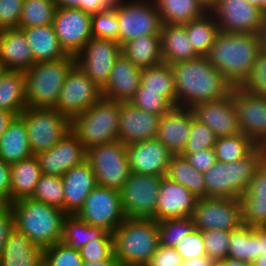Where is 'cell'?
I'll list each match as a JSON object with an SVG mask.
<instances>
[{"instance_id": "43", "label": "cell", "mask_w": 266, "mask_h": 266, "mask_svg": "<svg viewBox=\"0 0 266 266\" xmlns=\"http://www.w3.org/2000/svg\"><path fill=\"white\" fill-rule=\"evenodd\" d=\"M159 245L174 248L194 228L192 217L165 219L157 222Z\"/></svg>"}, {"instance_id": "45", "label": "cell", "mask_w": 266, "mask_h": 266, "mask_svg": "<svg viewBox=\"0 0 266 266\" xmlns=\"http://www.w3.org/2000/svg\"><path fill=\"white\" fill-rule=\"evenodd\" d=\"M83 263L79 250L70 248L62 241L44 248V266H82Z\"/></svg>"}, {"instance_id": "38", "label": "cell", "mask_w": 266, "mask_h": 266, "mask_svg": "<svg viewBox=\"0 0 266 266\" xmlns=\"http://www.w3.org/2000/svg\"><path fill=\"white\" fill-rule=\"evenodd\" d=\"M165 176L184 186L196 197H205L204 173L196 170L185 156L181 154L173 155Z\"/></svg>"}, {"instance_id": "41", "label": "cell", "mask_w": 266, "mask_h": 266, "mask_svg": "<svg viewBox=\"0 0 266 266\" xmlns=\"http://www.w3.org/2000/svg\"><path fill=\"white\" fill-rule=\"evenodd\" d=\"M257 145L243 133L220 137L213 147L216 160L221 163H231L248 156Z\"/></svg>"}, {"instance_id": "7", "label": "cell", "mask_w": 266, "mask_h": 266, "mask_svg": "<svg viewBox=\"0 0 266 266\" xmlns=\"http://www.w3.org/2000/svg\"><path fill=\"white\" fill-rule=\"evenodd\" d=\"M120 102L101 97L85 112L71 119V131L84 148L118 140Z\"/></svg>"}, {"instance_id": "27", "label": "cell", "mask_w": 266, "mask_h": 266, "mask_svg": "<svg viewBox=\"0 0 266 266\" xmlns=\"http://www.w3.org/2000/svg\"><path fill=\"white\" fill-rule=\"evenodd\" d=\"M0 266H44V249L14 227L2 250Z\"/></svg>"}, {"instance_id": "55", "label": "cell", "mask_w": 266, "mask_h": 266, "mask_svg": "<svg viewBox=\"0 0 266 266\" xmlns=\"http://www.w3.org/2000/svg\"><path fill=\"white\" fill-rule=\"evenodd\" d=\"M198 171L205 173L217 162L213 148L202 149L195 153L181 154Z\"/></svg>"}, {"instance_id": "58", "label": "cell", "mask_w": 266, "mask_h": 266, "mask_svg": "<svg viewBox=\"0 0 266 266\" xmlns=\"http://www.w3.org/2000/svg\"><path fill=\"white\" fill-rule=\"evenodd\" d=\"M14 228V216L10 204H0V257L10 231Z\"/></svg>"}, {"instance_id": "10", "label": "cell", "mask_w": 266, "mask_h": 266, "mask_svg": "<svg viewBox=\"0 0 266 266\" xmlns=\"http://www.w3.org/2000/svg\"><path fill=\"white\" fill-rule=\"evenodd\" d=\"M115 11L120 46L142 35H161L163 23L154 0H126Z\"/></svg>"}, {"instance_id": "59", "label": "cell", "mask_w": 266, "mask_h": 266, "mask_svg": "<svg viewBox=\"0 0 266 266\" xmlns=\"http://www.w3.org/2000/svg\"><path fill=\"white\" fill-rule=\"evenodd\" d=\"M11 164L0 159V204H10Z\"/></svg>"}, {"instance_id": "47", "label": "cell", "mask_w": 266, "mask_h": 266, "mask_svg": "<svg viewBox=\"0 0 266 266\" xmlns=\"http://www.w3.org/2000/svg\"><path fill=\"white\" fill-rule=\"evenodd\" d=\"M135 107L163 116L174 108L162 95L161 92L144 91V86L140 83L135 96L129 101Z\"/></svg>"}, {"instance_id": "40", "label": "cell", "mask_w": 266, "mask_h": 266, "mask_svg": "<svg viewBox=\"0 0 266 266\" xmlns=\"http://www.w3.org/2000/svg\"><path fill=\"white\" fill-rule=\"evenodd\" d=\"M162 23L185 24L207 12L198 0H154Z\"/></svg>"}, {"instance_id": "34", "label": "cell", "mask_w": 266, "mask_h": 266, "mask_svg": "<svg viewBox=\"0 0 266 266\" xmlns=\"http://www.w3.org/2000/svg\"><path fill=\"white\" fill-rule=\"evenodd\" d=\"M27 107L24 71L6 70L0 78V109L17 116Z\"/></svg>"}, {"instance_id": "62", "label": "cell", "mask_w": 266, "mask_h": 266, "mask_svg": "<svg viewBox=\"0 0 266 266\" xmlns=\"http://www.w3.org/2000/svg\"><path fill=\"white\" fill-rule=\"evenodd\" d=\"M80 9L89 14L100 11V0H80Z\"/></svg>"}, {"instance_id": "39", "label": "cell", "mask_w": 266, "mask_h": 266, "mask_svg": "<svg viewBox=\"0 0 266 266\" xmlns=\"http://www.w3.org/2000/svg\"><path fill=\"white\" fill-rule=\"evenodd\" d=\"M140 83L144 86V91L161 92V95L176 107L174 73L169 64L163 62L157 66L142 69Z\"/></svg>"}, {"instance_id": "51", "label": "cell", "mask_w": 266, "mask_h": 266, "mask_svg": "<svg viewBox=\"0 0 266 266\" xmlns=\"http://www.w3.org/2000/svg\"><path fill=\"white\" fill-rule=\"evenodd\" d=\"M241 87L250 94L266 97V51L261 50L249 77Z\"/></svg>"}, {"instance_id": "6", "label": "cell", "mask_w": 266, "mask_h": 266, "mask_svg": "<svg viewBox=\"0 0 266 266\" xmlns=\"http://www.w3.org/2000/svg\"><path fill=\"white\" fill-rule=\"evenodd\" d=\"M75 64V56L68 54L56 61L34 63L24 71L27 107L55 108L64 80Z\"/></svg>"}, {"instance_id": "3", "label": "cell", "mask_w": 266, "mask_h": 266, "mask_svg": "<svg viewBox=\"0 0 266 266\" xmlns=\"http://www.w3.org/2000/svg\"><path fill=\"white\" fill-rule=\"evenodd\" d=\"M10 205L14 227L34 244L44 249L62 240L66 216L62 209L31 198H22Z\"/></svg>"}, {"instance_id": "16", "label": "cell", "mask_w": 266, "mask_h": 266, "mask_svg": "<svg viewBox=\"0 0 266 266\" xmlns=\"http://www.w3.org/2000/svg\"><path fill=\"white\" fill-rule=\"evenodd\" d=\"M210 12L224 33L258 34L264 21L261 11L248 0H218Z\"/></svg>"}, {"instance_id": "42", "label": "cell", "mask_w": 266, "mask_h": 266, "mask_svg": "<svg viewBox=\"0 0 266 266\" xmlns=\"http://www.w3.org/2000/svg\"><path fill=\"white\" fill-rule=\"evenodd\" d=\"M55 0H24L19 29L53 24Z\"/></svg>"}, {"instance_id": "64", "label": "cell", "mask_w": 266, "mask_h": 266, "mask_svg": "<svg viewBox=\"0 0 266 266\" xmlns=\"http://www.w3.org/2000/svg\"><path fill=\"white\" fill-rule=\"evenodd\" d=\"M125 0H100V11L116 10Z\"/></svg>"}, {"instance_id": "35", "label": "cell", "mask_w": 266, "mask_h": 266, "mask_svg": "<svg viewBox=\"0 0 266 266\" xmlns=\"http://www.w3.org/2000/svg\"><path fill=\"white\" fill-rule=\"evenodd\" d=\"M227 257L252 264L259 253V226L250 227L242 224L230 232Z\"/></svg>"}, {"instance_id": "63", "label": "cell", "mask_w": 266, "mask_h": 266, "mask_svg": "<svg viewBox=\"0 0 266 266\" xmlns=\"http://www.w3.org/2000/svg\"><path fill=\"white\" fill-rule=\"evenodd\" d=\"M82 266H120L119 261L116 259L113 254L109 259L98 262H85Z\"/></svg>"}, {"instance_id": "72", "label": "cell", "mask_w": 266, "mask_h": 266, "mask_svg": "<svg viewBox=\"0 0 266 266\" xmlns=\"http://www.w3.org/2000/svg\"><path fill=\"white\" fill-rule=\"evenodd\" d=\"M261 13L266 17V0H261Z\"/></svg>"}, {"instance_id": "20", "label": "cell", "mask_w": 266, "mask_h": 266, "mask_svg": "<svg viewBox=\"0 0 266 266\" xmlns=\"http://www.w3.org/2000/svg\"><path fill=\"white\" fill-rule=\"evenodd\" d=\"M160 117L135 107L131 102H120L118 140L128 145L156 139Z\"/></svg>"}, {"instance_id": "56", "label": "cell", "mask_w": 266, "mask_h": 266, "mask_svg": "<svg viewBox=\"0 0 266 266\" xmlns=\"http://www.w3.org/2000/svg\"><path fill=\"white\" fill-rule=\"evenodd\" d=\"M182 262L181 255L174 248L159 245L147 266H180Z\"/></svg>"}, {"instance_id": "67", "label": "cell", "mask_w": 266, "mask_h": 266, "mask_svg": "<svg viewBox=\"0 0 266 266\" xmlns=\"http://www.w3.org/2000/svg\"><path fill=\"white\" fill-rule=\"evenodd\" d=\"M224 266H252L251 264L238 260V259H232V258H225L222 260Z\"/></svg>"}, {"instance_id": "24", "label": "cell", "mask_w": 266, "mask_h": 266, "mask_svg": "<svg viewBox=\"0 0 266 266\" xmlns=\"http://www.w3.org/2000/svg\"><path fill=\"white\" fill-rule=\"evenodd\" d=\"M64 208L66 215H77L90 192L97 186L96 176L90 163L72 167L62 175Z\"/></svg>"}, {"instance_id": "61", "label": "cell", "mask_w": 266, "mask_h": 266, "mask_svg": "<svg viewBox=\"0 0 266 266\" xmlns=\"http://www.w3.org/2000/svg\"><path fill=\"white\" fill-rule=\"evenodd\" d=\"M213 260L207 255L197 258L187 259L182 262L180 266H211Z\"/></svg>"}, {"instance_id": "31", "label": "cell", "mask_w": 266, "mask_h": 266, "mask_svg": "<svg viewBox=\"0 0 266 266\" xmlns=\"http://www.w3.org/2000/svg\"><path fill=\"white\" fill-rule=\"evenodd\" d=\"M121 53L139 69L157 66L164 62L161 35H142L121 46Z\"/></svg>"}, {"instance_id": "65", "label": "cell", "mask_w": 266, "mask_h": 266, "mask_svg": "<svg viewBox=\"0 0 266 266\" xmlns=\"http://www.w3.org/2000/svg\"><path fill=\"white\" fill-rule=\"evenodd\" d=\"M259 253L266 255V226H259Z\"/></svg>"}, {"instance_id": "33", "label": "cell", "mask_w": 266, "mask_h": 266, "mask_svg": "<svg viewBox=\"0 0 266 266\" xmlns=\"http://www.w3.org/2000/svg\"><path fill=\"white\" fill-rule=\"evenodd\" d=\"M32 155L26 125L18 115L0 137V159L12 164Z\"/></svg>"}, {"instance_id": "1", "label": "cell", "mask_w": 266, "mask_h": 266, "mask_svg": "<svg viewBox=\"0 0 266 266\" xmlns=\"http://www.w3.org/2000/svg\"><path fill=\"white\" fill-rule=\"evenodd\" d=\"M174 73L176 107L191 108L195 104L228 96L232 86L208 61L207 57L170 65Z\"/></svg>"}, {"instance_id": "17", "label": "cell", "mask_w": 266, "mask_h": 266, "mask_svg": "<svg viewBox=\"0 0 266 266\" xmlns=\"http://www.w3.org/2000/svg\"><path fill=\"white\" fill-rule=\"evenodd\" d=\"M232 98L240 131L257 146L266 147V97L234 86Z\"/></svg>"}, {"instance_id": "26", "label": "cell", "mask_w": 266, "mask_h": 266, "mask_svg": "<svg viewBox=\"0 0 266 266\" xmlns=\"http://www.w3.org/2000/svg\"><path fill=\"white\" fill-rule=\"evenodd\" d=\"M192 127V110L174 107L160 117L157 140L173 154H182Z\"/></svg>"}, {"instance_id": "52", "label": "cell", "mask_w": 266, "mask_h": 266, "mask_svg": "<svg viewBox=\"0 0 266 266\" xmlns=\"http://www.w3.org/2000/svg\"><path fill=\"white\" fill-rule=\"evenodd\" d=\"M174 249L181 255L183 261L206 255L202 232L194 228L175 244Z\"/></svg>"}, {"instance_id": "49", "label": "cell", "mask_w": 266, "mask_h": 266, "mask_svg": "<svg viewBox=\"0 0 266 266\" xmlns=\"http://www.w3.org/2000/svg\"><path fill=\"white\" fill-rule=\"evenodd\" d=\"M242 222L250 227L266 226V196H241Z\"/></svg>"}, {"instance_id": "23", "label": "cell", "mask_w": 266, "mask_h": 266, "mask_svg": "<svg viewBox=\"0 0 266 266\" xmlns=\"http://www.w3.org/2000/svg\"><path fill=\"white\" fill-rule=\"evenodd\" d=\"M198 197L184 186L163 176L156 206V221L191 217Z\"/></svg>"}, {"instance_id": "44", "label": "cell", "mask_w": 266, "mask_h": 266, "mask_svg": "<svg viewBox=\"0 0 266 266\" xmlns=\"http://www.w3.org/2000/svg\"><path fill=\"white\" fill-rule=\"evenodd\" d=\"M30 198L63 209L64 188L62 177L42 174Z\"/></svg>"}, {"instance_id": "4", "label": "cell", "mask_w": 266, "mask_h": 266, "mask_svg": "<svg viewBox=\"0 0 266 266\" xmlns=\"http://www.w3.org/2000/svg\"><path fill=\"white\" fill-rule=\"evenodd\" d=\"M112 238L113 254L120 266H147L159 246L157 221L125 218Z\"/></svg>"}, {"instance_id": "29", "label": "cell", "mask_w": 266, "mask_h": 266, "mask_svg": "<svg viewBox=\"0 0 266 266\" xmlns=\"http://www.w3.org/2000/svg\"><path fill=\"white\" fill-rule=\"evenodd\" d=\"M161 48L164 63L169 65L200 57L191 45L185 24H163Z\"/></svg>"}, {"instance_id": "13", "label": "cell", "mask_w": 266, "mask_h": 266, "mask_svg": "<svg viewBox=\"0 0 266 266\" xmlns=\"http://www.w3.org/2000/svg\"><path fill=\"white\" fill-rule=\"evenodd\" d=\"M191 217L199 231L231 232L243 224L241 202L235 198H198Z\"/></svg>"}, {"instance_id": "57", "label": "cell", "mask_w": 266, "mask_h": 266, "mask_svg": "<svg viewBox=\"0 0 266 266\" xmlns=\"http://www.w3.org/2000/svg\"><path fill=\"white\" fill-rule=\"evenodd\" d=\"M242 196H266V159L255 171L247 190Z\"/></svg>"}, {"instance_id": "22", "label": "cell", "mask_w": 266, "mask_h": 266, "mask_svg": "<svg viewBox=\"0 0 266 266\" xmlns=\"http://www.w3.org/2000/svg\"><path fill=\"white\" fill-rule=\"evenodd\" d=\"M131 173L165 176L173 154L157 139L126 146Z\"/></svg>"}, {"instance_id": "9", "label": "cell", "mask_w": 266, "mask_h": 266, "mask_svg": "<svg viewBox=\"0 0 266 266\" xmlns=\"http://www.w3.org/2000/svg\"><path fill=\"white\" fill-rule=\"evenodd\" d=\"M126 146L116 140L87 150L86 160L94 171L98 186L122 189L131 174Z\"/></svg>"}, {"instance_id": "18", "label": "cell", "mask_w": 266, "mask_h": 266, "mask_svg": "<svg viewBox=\"0 0 266 266\" xmlns=\"http://www.w3.org/2000/svg\"><path fill=\"white\" fill-rule=\"evenodd\" d=\"M53 27L60 46L76 55L92 36V15L78 8H57Z\"/></svg>"}, {"instance_id": "8", "label": "cell", "mask_w": 266, "mask_h": 266, "mask_svg": "<svg viewBox=\"0 0 266 266\" xmlns=\"http://www.w3.org/2000/svg\"><path fill=\"white\" fill-rule=\"evenodd\" d=\"M19 116L26 125L33 155L55 146L71 129V120L55 108L26 107Z\"/></svg>"}, {"instance_id": "73", "label": "cell", "mask_w": 266, "mask_h": 266, "mask_svg": "<svg viewBox=\"0 0 266 266\" xmlns=\"http://www.w3.org/2000/svg\"><path fill=\"white\" fill-rule=\"evenodd\" d=\"M6 70L7 69L5 68V66L0 62V78L5 73Z\"/></svg>"}, {"instance_id": "50", "label": "cell", "mask_w": 266, "mask_h": 266, "mask_svg": "<svg viewBox=\"0 0 266 266\" xmlns=\"http://www.w3.org/2000/svg\"><path fill=\"white\" fill-rule=\"evenodd\" d=\"M201 232L206 255L213 261H222L227 258L230 232L215 229Z\"/></svg>"}, {"instance_id": "25", "label": "cell", "mask_w": 266, "mask_h": 266, "mask_svg": "<svg viewBox=\"0 0 266 266\" xmlns=\"http://www.w3.org/2000/svg\"><path fill=\"white\" fill-rule=\"evenodd\" d=\"M141 71L122 53L115 60L106 85L101 89L102 96L119 101L129 102L140 86Z\"/></svg>"}, {"instance_id": "15", "label": "cell", "mask_w": 266, "mask_h": 266, "mask_svg": "<svg viewBox=\"0 0 266 266\" xmlns=\"http://www.w3.org/2000/svg\"><path fill=\"white\" fill-rule=\"evenodd\" d=\"M120 54L118 42L91 37L75 55V60L79 68L102 89Z\"/></svg>"}, {"instance_id": "21", "label": "cell", "mask_w": 266, "mask_h": 266, "mask_svg": "<svg viewBox=\"0 0 266 266\" xmlns=\"http://www.w3.org/2000/svg\"><path fill=\"white\" fill-rule=\"evenodd\" d=\"M190 109L194 117L206 124L217 138L242 133L237 121L232 91L222 99L198 103Z\"/></svg>"}, {"instance_id": "66", "label": "cell", "mask_w": 266, "mask_h": 266, "mask_svg": "<svg viewBox=\"0 0 266 266\" xmlns=\"http://www.w3.org/2000/svg\"><path fill=\"white\" fill-rule=\"evenodd\" d=\"M56 8H78L80 9V0H55Z\"/></svg>"}, {"instance_id": "32", "label": "cell", "mask_w": 266, "mask_h": 266, "mask_svg": "<svg viewBox=\"0 0 266 266\" xmlns=\"http://www.w3.org/2000/svg\"><path fill=\"white\" fill-rule=\"evenodd\" d=\"M41 175V169L35 155L12 163L10 204L22 198H30Z\"/></svg>"}, {"instance_id": "11", "label": "cell", "mask_w": 266, "mask_h": 266, "mask_svg": "<svg viewBox=\"0 0 266 266\" xmlns=\"http://www.w3.org/2000/svg\"><path fill=\"white\" fill-rule=\"evenodd\" d=\"M161 176L131 173L120 190L126 218L156 220V206Z\"/></svg>"}, {"instance_id": "48", "label": "cell", "mask_w": 266, "mask_h": 266, "mask_svg": "<svg viewBox=\"0 0 266 266\" xmlns=\"http://www.w3.org/2000/svg\"><path fill=\"white\" fill-rule=\"evenodd\" d=\"M217 137L214 132L206 125L197 120L192 112V127L190 136L182 154H190L202 149L213 148Z\"/></svg>"}, {"instance_id": "54", "label": "cell", "mask_w": 266, "mask_h": 266, "mask_svg": "<svg viewBox=\"0 0 266 266\" xmlns=\"http://www.w3.org/2000/svg\"><path fill=\"white\" fill-rule=\"evenodd\" d=\"M24 0H0V30L18 28Z\"/></svg>"}, {"instance_id": "69", "label": "cell", "mask_w": 266, "mask_h": 266, "mask_svg": "<svg viewBox=\"0 0 266 266\" xmlns=\"http://www.w3.org/2000/svg\"><path fill=\"white\" fill-rule=\"evenodd\" d=\"M218 0H198L206 11H210Z\"/></svg>"}, {"instance_id": "30", "label": "cell", "mask_w": 266, "mask_h": 266, "mask_svg": "<svg viewBox=\"0 0 266 266\" xmlns=\"http://www.w3.org/2000/svg\"><path fill=\"white\" fill-rule=\"evenodd\" d=\"M31 48L34 63L56 61L68 54L60 46L53 24L22 28Z\"/></svg>"}, {"instance_id": "71", "label": "cell", "mask_w": 266, "mask_h": 266, "mask_svg": "<svg viewBox=\"0 0 266 266\" xmlns=\"http://www.w3.org/2000/svg\"><path fill=\"white\" fill-rule=\"evenodd\" d=\"M248 2L261 11V0H248Z\"/></svg>"}, {"instance_id": "12", "label": "cell", "mask_w": 266, "mask_h": 266, "mask_svg": "<svg viewBox=\"0 0 266 266\" xmlns=\"http://www.w3.org/2000/svg\"><path fill=\"white\" fill-rule=\"evenodd\" d=\"M77 216L93 227L113 233L126 218L121 206V192L97 185L87 196Z\"/></svg>"}, {"instance_id": "68", "label": "cell", "mask_w": 266, "mask_h": 266, "mask_svg": "<svg viewBox=\"0 0 266 266\" xmlns=\"http://www.w3.org/2000/svg\"><path fill=\"white\" fill-rule=\"evenodd\" d=\"M258 35L261 42V48L262 50L266 51V17H264V21Z\"/></svg>"}, {"instance_id": "46", "label": "cell", "mask_w": 266, "mask_h": 266, "mask_svg": "<svg viewBox=\"0 0 266 266\" xmlns=\"http://www.w3.org/2000/svg\"><path fill=\"white\" fill-rule=\"evenodd\" d=\"M92 36L119 43V22L115 10H102L92 14Z\"/></svg>"}, {"instance_id": "37", "label": "cell", "mask_w": 266, "mask_h": 266, "mask_svg": "<svg viewBox=\"0 0 266 266\" xmlns=\"http://www.w3.org/2000/svg\"><path fill=\"white\" fill-rule=\"evenodd\" d=\"M94 239H113L112 233L93 227L82 221L77 215H66L63 222L62 242L70 248L80 250Z\"/></svg>"}, {"instance_id": "28", "label": "cell", "mask_w": 266, "mask_h": 266, "mask_svg": "<svg viewBox=\"0 0 266 266\" xmlns=\"http://www.w3.org/2000/svg\"><path fill=\"white\" fill-rule=\"evenodd\" d=\"M0 62L7 70L26 71L34 58L22 29L0 30Z\"/></svg>"}, {"instance_id": "19", "label": "cell", "mask_w": 266, "mask_h": 266, "mask_svg": "<svg viewBox=\"0 0 266 266\" xmlns=\"http://www.w3.org/2000/svg\"><path fill=\"white\" fill-rule=\"evenodd\" d=\"M43 175L59 176L86 160L87 150L70 130L52 148L35 155Z\"/></svg>"}, {"instance_id": "60", "label": "cell", "mask_w": 266, "mask_h": 266, "mask_svg": "<svg viewBox=\"0 0 266 266\" xmlns=\"http://www.w3.org/2000/svg\"><path fill=\"white\" fill-rule=\"evenodd\" d=\"M17 115L4 109H0V137L5 133L10 123Z\"/></svg>"}, {"instance_id": "2", "label": "cell", "mask_w": 266, "mask_h": 266, "mask_svg": "<svg viewBox=\"0 0 266 266\" xmlns=\"http://www.w3.org/2000/svg\"><path fill=\"white\" fill-rule=\"evenodd\" d=\"M261 50L258 34L219 32L206 57L232 86H241Z\"/></svg>"}, {"instance_id": "36", "label": "cell", "mask_w": 266, "mask_h": 266, "mask_svg": "<svg viewBox=\"0 0 266 266\" xmlns=\"http://www.w3.org/2000/svg\"><path fill=\"white\" fill-rule=\"evenodd\" d=\"M191 45L200 57H206L219 34L218 24L210 11L185 23Z\"/></svg>"}, {"instance_id": "5", "label": "cell", "mask_w": 266, "mask_h": 266, "mask_svg": "<svg viewBox=\"0 0 266 266\" xmlns=\"http://www.w3.org/2000/svg\"><path fill=\"white\" fill-rule=\"evenodd\" d=\"M266 159V147L257 146L248 156L231 162H216L204 173L205 197L240 199L255 171Z\"/></svg>"}, {"instance_id": "14", "label": "cell", "mask_w": 266, "mask_h": 266, "mask_svg": "<svg viewBox=\"0 0 266 266\" xmlns=\"http://www.w3.org/2000/svg\"><path fill=\"white\" fill-rule=\"evenodd\" d=\"M101 97V89L75 64L64 80L55 109L71 120Z\"/></svg>"}, {"instance_id": "74", "label": "cell", "mask_w": 266, "mask_h": 266, "mask_svg": "<svg viewBox=\"0 0 266 266\" xmlns=\"http://www.w3.org/2000/svg\"><path fill=\"white\" fill-rule=\"evenodd\" d=\"M211 266H224L222 261H213V263L211 264Z\"/></svg>"}, {"instance_id": "70", "label": "cell", "mask_w": 266, "mask_h": 266, "mask_svg": "<svg viewBox=\"0 0 266 266\" xmlns=\"http://www.w3.org/2000/svg\"><path fill=\"white\" fill-rule=\"evenodd\" d=\"M251 265L252 266H266V255L262 254Z\"/></svg>"}, {"instance_id": "53", "label": "cell", "mask_w": 266, "mask_h": 266, "mask_svg": "<svg viewBox=\"0 0 266 266\" xmlns=\"http://www.w3.org/2000/svg\"><path fill=\"white\" fill-rule=\"evenodd\" d=\"M79 252L85 262L107 260L113 255V239H94L87 242Z\"/></svg>"}]
</instances>
